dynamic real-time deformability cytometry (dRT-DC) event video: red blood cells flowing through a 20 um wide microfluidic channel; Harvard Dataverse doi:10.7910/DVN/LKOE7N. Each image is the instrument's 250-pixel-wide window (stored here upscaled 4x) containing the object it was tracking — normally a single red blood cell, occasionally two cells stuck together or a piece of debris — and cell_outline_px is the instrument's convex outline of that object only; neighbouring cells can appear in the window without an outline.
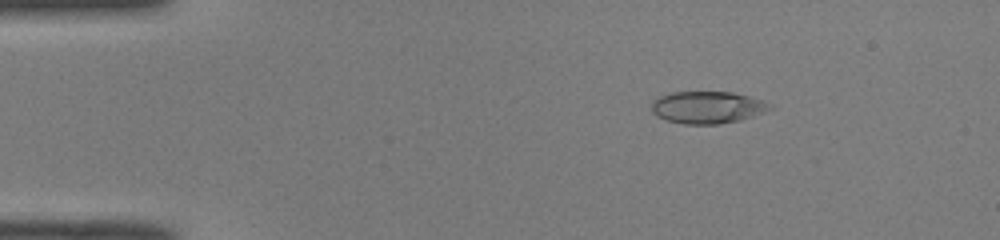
{"species": "common noctule bat (a hibernating species)", "species_latin": "Nyctalus noctula", "temperature_condition": "room temperature", "stored_images_in_passage": 45, "camera_frame_rate_fps": 3000, "um_per_image_px": 0.085, "animal": {"sex": "male", "body_mass_g": 19.0, "forearm_length_mm": 50.8}, "frame": {"image": 1, "passage_image": 3, "time_ms": 0.667, "image_size_px": [1000, 240], "cell_outline_px": [[772, 108], [764, 112], [740, 120], [720, 124], [684, 124], [668, 120], [656, 116], [652, 112], [652, 100], [660, 96], [672, 92], [732, 92], [748, 96], [772, 104]], "centroid_in_image_um": [60.11, 9.12], "position_along_channel_um": 24.9, "area_um2": 22.08}}
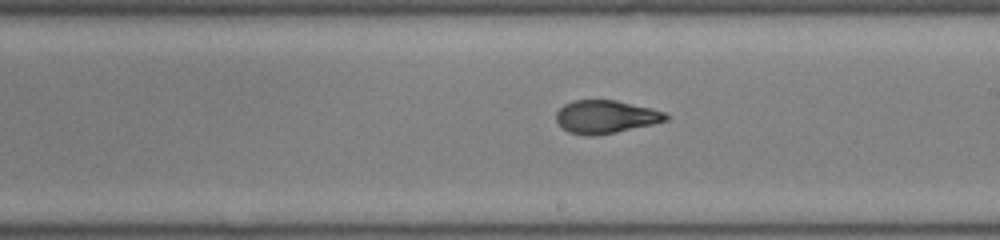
{"frame": {"image": 2, "passage_image": 24, "time_ms": 7.667, "image_size_px": [1000, 240], "cell_outline_px": [[668, 120], [652, 124], [616, 132], [596, 136], [584, 136], [568, 132], [556, 120], [556, 112], [564, 104], [572, 100], [616, 100], [652, 108], [664, 112], [668, 116]], "centroid_in_image_um": [51.47, 9.93], "position_along_channel_um": 237.5, "area_um2": 21.15}}
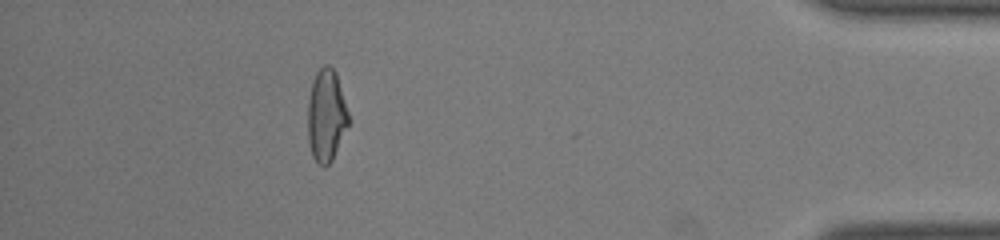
{"frame": {"image": 3, "passage_image": 40, "time_ms": 13.0, "image_size_px": [1000, 240], "cell_outline_px": [[348, 124], [332, 160], [324, 168], [316, 164], [312, 156], [308, 140], [308, 100], [312, 80], [316, 72], [324, 64], [328, 64], [336, 72], [348, 112]], "centroid_in_image_um": [27.71, 9.82], "position_along_channel_um": 407.5, "area_um2": 21.91}, "authors_computed_cell_mechanics": {"area_um2": 21.675, "velocity_mm_per_s": 4.1007, "shape_relaxation_time_tau1_ms": null, "shape_relaxation_time_tau2_ms": 1.2316, "deformation_change_tau1": null, "deformation_change_tau2": 0.0777}}